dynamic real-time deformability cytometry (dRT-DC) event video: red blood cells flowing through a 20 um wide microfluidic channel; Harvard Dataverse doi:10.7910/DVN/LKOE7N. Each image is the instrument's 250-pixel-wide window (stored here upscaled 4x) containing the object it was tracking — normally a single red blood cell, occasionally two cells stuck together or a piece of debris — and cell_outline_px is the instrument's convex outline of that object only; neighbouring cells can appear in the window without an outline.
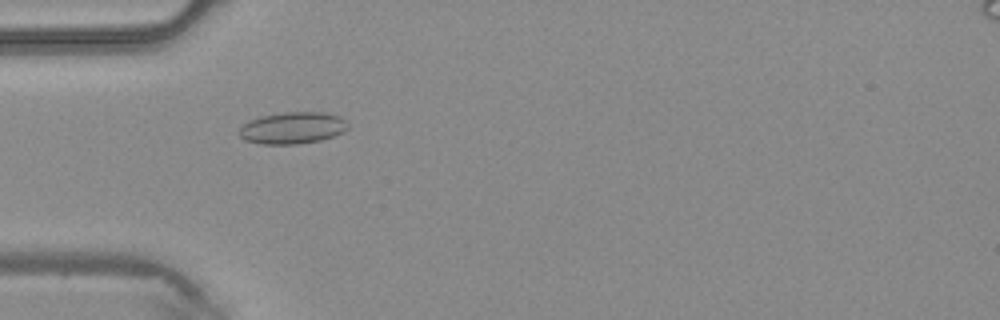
{"species": "common noctule bat (a hibernating species)", "species_latin": "Nyctalus noctula", "temperature_condition": "warm", "stored_images_in_passage": 35, "camera_frame_rate_fps": 3000, "um_per_image_px": 0.085, "animal": {"sex": "male", "body_mass_g": 20.4}, "frame": {"image": 1, "passage_image": 3, "time_ms": 0.667, "image_size_px": [1000, 320], "cell_outline_px": [[348, 128], [344, 132], [320, 140], [296, 144], [260, 144], [244, 140], [240, 136], [240, 128], [248, 120], [260, 116], [284, 112], [324, 112], [340, 116], [348, 120]], "centroid_in_image_um": [24.88, 10.86], "position_along_channel_um": 60.1, "area_um2": 20.29}}
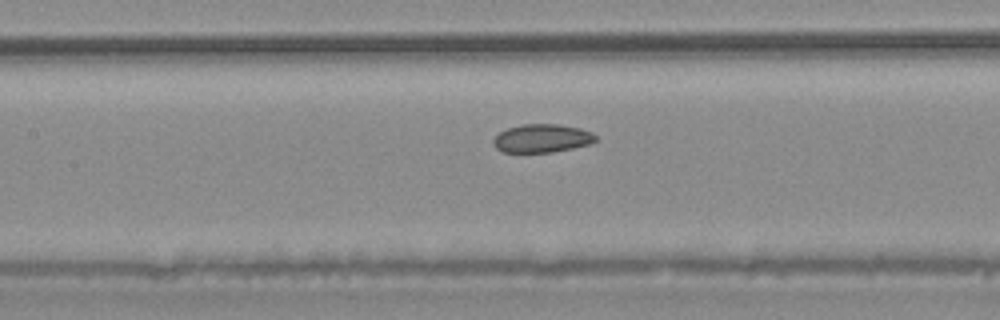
{"frame": {"image": 2, "passage_image": 10, "time_ms": 3.0, "image_size_px": [1000, 320], "cell_outline_px": [[596, 140], [592, 144], [552, 152], [500, 152], [492, 144], [492, 140], [500, 132], [508, 128], [520, 124], [556, 124], [580, 128], [592, 132], [596, 136]], "centroid_in_image_um": [46.06, 11.76], "position_along_channel_um": 161.3, "area_um2": 16.99}}
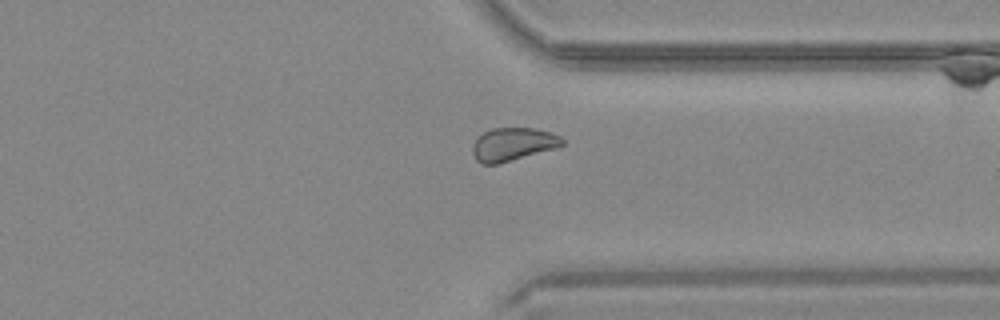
{"frame": {"image": 3, "passage_image": 24, "time_ms": 7.667, "image_size_px": [1000, 320], "cell_outline_px": [[564, 144], [556, 148], [500, 164], [480, 164], [476, 160], [472, 152], [472, 144], [484, 132], [492, 128], [532, 128], [552, 132], [560, 136], [564, 140]], "centroid_in_image_um": [43.6, 12.27], "position_along_channel_um": 367.8, "area_um2": 17.46}}